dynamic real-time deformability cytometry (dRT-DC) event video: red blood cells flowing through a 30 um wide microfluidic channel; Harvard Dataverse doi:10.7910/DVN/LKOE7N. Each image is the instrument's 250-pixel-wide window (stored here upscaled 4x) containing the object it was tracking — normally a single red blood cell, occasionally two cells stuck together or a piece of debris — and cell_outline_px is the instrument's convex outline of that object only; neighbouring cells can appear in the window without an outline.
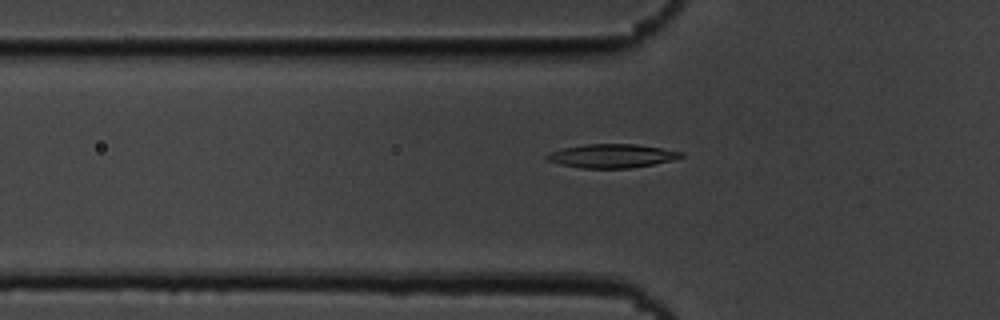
{"species": "common noctule bat (a hibernating species)", "species_latin": "Nyctalus noctula", "temperature_condition": "cold", "stored_images_in_passage": 57, "segment_of_instrument_passage": [1, 2], "camera_frame_rate_fps": 3000, "um_per_image_px": 0.085, "animal": {"sex": "male", "body_mass_g": 19.5, "forearm_length_mm": 54.6}, "frame": {"image": 1, "passage_image": 19, "time_ms": 6.0, "image_size_px": [1000, 320], "cell_outline_px": [[684, 156], [672, 160], [652, 164], [628, 168], [580, 168], [560, 164], [548, 160], [544, 156], [552, 152], [564, 148], [584, 144], [636, 144], [684, 152]], "centroid_in_image_um": [52.01, 13.25], "position_along_channel_um": 73.8, "area_um2": 18.32}}
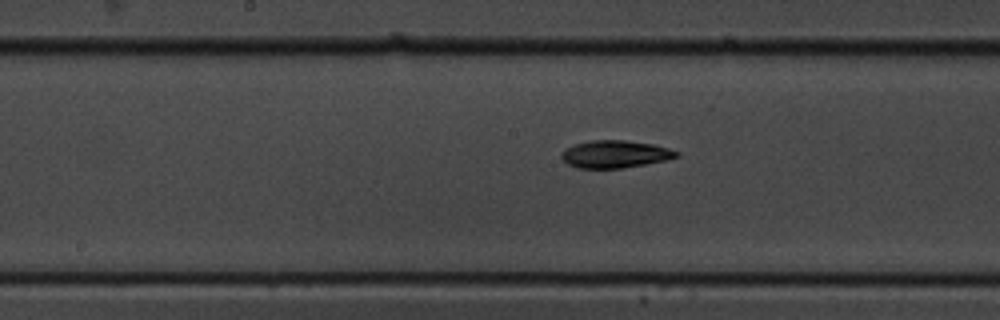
{"frame": {"image": 2, "passage_image": 29, "time_ms": 9.333, "image_size_px": [1000, 320], "cell_outline_px": [[680, 156], [668, 160], [620, 168], [576, 168], [568, 164], [560, 156], [560, 152], [564, 148], [572, 144], [592, 140], [624, 140], [652, 144], [668, 148], [680, 152]], "centroid_in_image_um": [52.25, 13.09], "position_along_channel_um": 195.9, "area_um2": 18.55}}
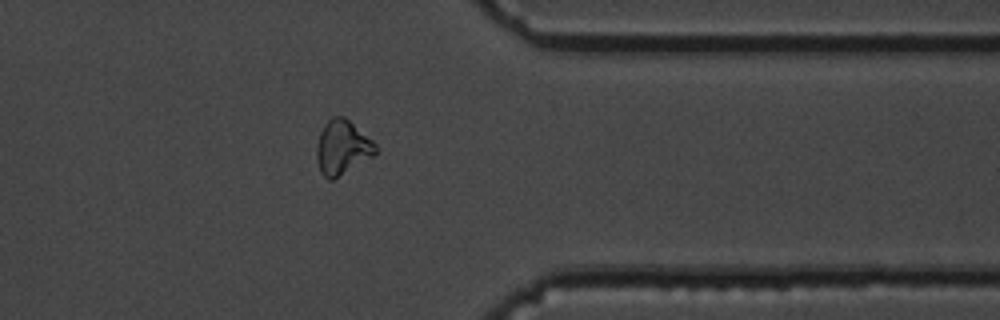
{"frame": {"image": 3, "passage_image": 45, "time_ms": 14.667, "image_size_px": [1000, 320], "cell_outline_px": [[376, 152], [372, 156], [332, 180], [328, 180], [320, 172], [316, 156], [316, 148], [320, 132], [324, 124], [332, 116], [344, 116], [372, 140], [376, 144]], "centroid_in_image_um": [29.06, 12.52], "position_along_channel_um": 382.3, "area_um2": 18.38}}